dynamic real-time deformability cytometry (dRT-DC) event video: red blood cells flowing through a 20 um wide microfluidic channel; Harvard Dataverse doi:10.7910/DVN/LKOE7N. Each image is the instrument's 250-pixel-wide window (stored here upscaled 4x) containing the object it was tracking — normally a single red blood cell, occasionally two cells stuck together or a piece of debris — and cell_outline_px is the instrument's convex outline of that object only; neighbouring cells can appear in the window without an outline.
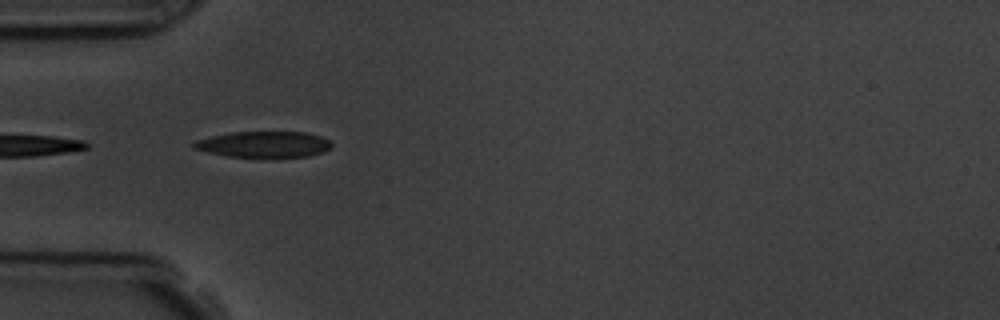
{"species": "common noctule bat (a hibernating species)", "species_latin": "Nyctalus noctula", "temperature_condition": "room temperature", "stored_images_in_passage": 3, "camera_frame_rate_fps": 3000, "um_per_image_px": 0.085, "animal": {"sex": "male", "body_mass_g": 19.5, "forearm_length_mm": 54.6}, "frame": {"image": 1, "passage_image": 3, "time_ms": 2.333, "image_size_px": [1000, 320], "cell_outline_px": [[332, 148], [324, 152], [308, 156], [228, 156], [208, 152], [192, 148], [188, 144], [196, 140], [212, 136], [232, 132], [308, 132], [320, 136], [328, 140], [332, 144]], "centroid_in_image_um": [22.41, 12.25], "position_along_channel_um": 62.6, "area_um2": 20.75}}